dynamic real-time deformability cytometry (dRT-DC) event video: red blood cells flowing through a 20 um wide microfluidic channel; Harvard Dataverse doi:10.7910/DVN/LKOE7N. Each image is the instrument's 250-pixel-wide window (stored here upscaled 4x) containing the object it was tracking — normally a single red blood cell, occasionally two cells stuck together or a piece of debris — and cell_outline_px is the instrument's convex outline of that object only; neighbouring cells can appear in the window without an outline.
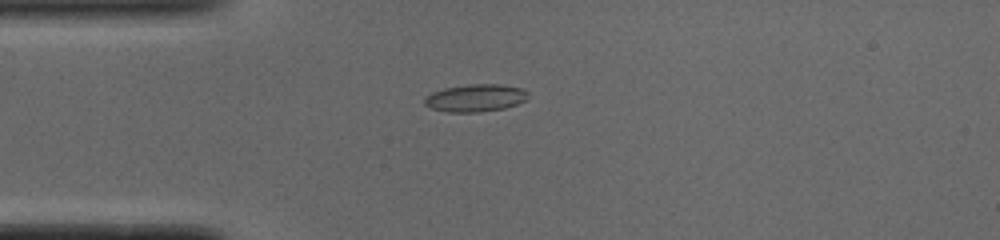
{"species": "common noctule bat (a hibernating species)", "species_latin": "Nyctalus noctula", "temperature_condition": "cold", "stored_images_in_passage": 39, "camera_frame_rate_fps": 3000, "um_per_image_px": 0.085, "animal": {"sex": "male", "body_mass_g": 19.0, "forearm_length_mm": 50.8}, "frame": {"image": 1, "passage_image": 1, "time_ms": 0.0, "image_size_px": [1000, 240], "cell_outline_px": [[528, 100], [504, 108], [480, 112], [448, 112], [432, 108], [424, 104], [424, 96], [432, 92], [444, 88], [472, 84], [500, 84], [520, 88], [528, 92]], "centroid_in_image_um": [40.41, 8.32], "position_along_channel_um": 44.6, "area_um2": 16.59}}
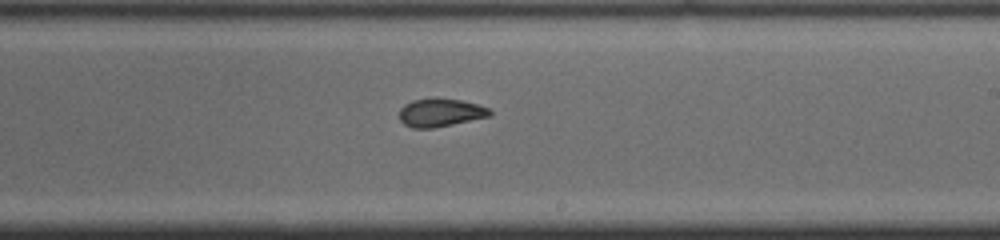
{"frame": {"image": 2, "passage_image": 18, "time_ms": 5.667, "image_size_px": [1000, 240], "cell_outline_px": [[492, 116], [432, 128], [412, 128], [404, 124], [400, 120], [400, 108], [404, 104], [412, 100], [460, 100], [476, 104], [488, 108], [492, 112]], "centroid_in_image_um": [37.43, 9.6], "position_along_channel_um": 251.6, "area_um2": 14.39}}
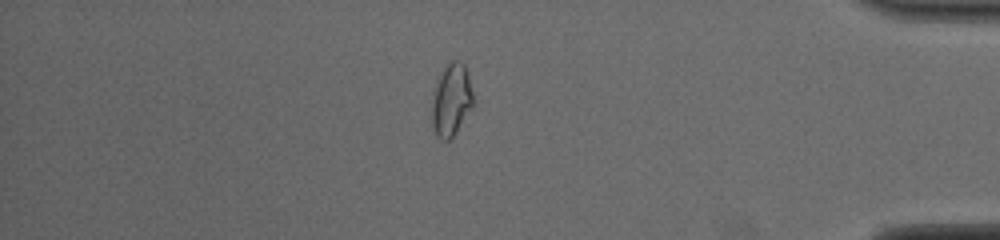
{"frame": {"image": 3, "passage_image": 32, "time_ms": 10.333, "image_size_px": [1000, 240], "cell_outline_px": [[476, 104], [452, 136], [448, 140], [444, 140], [436, 132], [432, 124], [432, 92], [436, 80], [444, 68], [452, 60], [460, 60], [464, 64], [468, 72]], "centroid_in_image_um": [38.4, 8.43], "position_along_channel_um": 396.8, "area_um2": 17.63}, "authors_computed_cell_mechanics": {"area_um2": 15.4326, "velocity_mm_per_s": 3.9008, "shape_relaxation_time_tau1_ms": 9.5373, "shape_relaxation_time_tau2_ms": 2.5852, "deformation_change_tau1": 0.2096, "deformation_change_tau2": 0.0947}}